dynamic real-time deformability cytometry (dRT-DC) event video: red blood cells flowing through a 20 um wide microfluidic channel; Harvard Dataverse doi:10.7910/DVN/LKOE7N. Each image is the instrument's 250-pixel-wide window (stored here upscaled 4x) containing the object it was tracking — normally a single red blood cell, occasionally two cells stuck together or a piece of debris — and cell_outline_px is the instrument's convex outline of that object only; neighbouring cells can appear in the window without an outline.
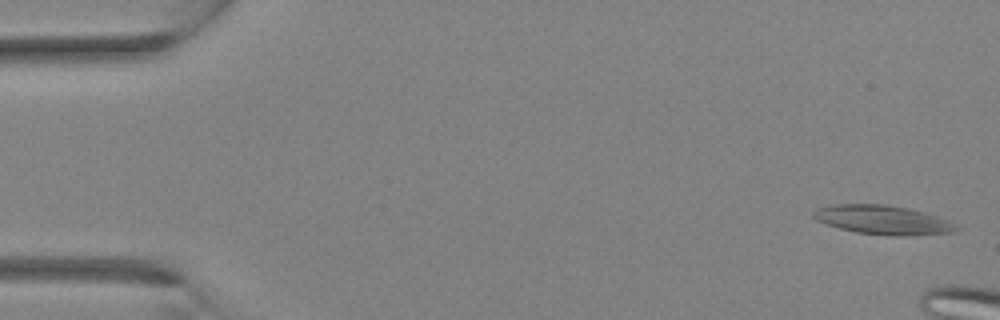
{"species": "Egyptian fruit bat (a non-hibernating species)", "species_latin": "Rousettus aegyptiacus", "temperature_condition": "room temperature", "stored_images_in_passage": 5, "camera_frame_rate_fps": 3000, "um_per_image_px": 0.085, "animal": {"sex": "female"}, "frame": {"image": 1, "passage_image": 1, "time_ms": 0.0, "image_size_px": [1000, 320], "cell_outline_px": [[964, 228], [952, 232], [900, 236], [892, 236], [856, 232], [840, 228], [816, 220], [812, 216], [812, 212], [816, 208], [832, 204], [884, 204], [908, 208], [936, 216], [960, 224]], "centroid_in_image_um": [75.07, 18.69], "position_along_channel_um": 9.9, "area_um2": 24.28}}